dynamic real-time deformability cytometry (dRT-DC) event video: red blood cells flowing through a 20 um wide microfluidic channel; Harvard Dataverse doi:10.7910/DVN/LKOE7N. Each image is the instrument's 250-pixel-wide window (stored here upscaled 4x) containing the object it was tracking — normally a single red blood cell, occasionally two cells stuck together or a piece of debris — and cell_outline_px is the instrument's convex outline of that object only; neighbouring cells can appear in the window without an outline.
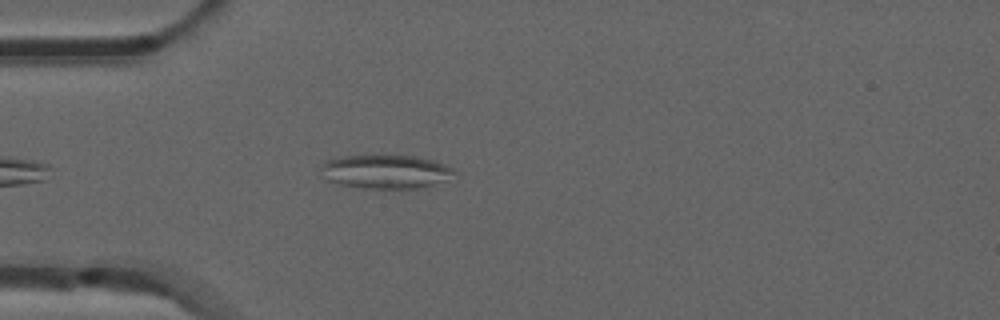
{"species": "common noctule bat (a hibernating species)", "species_latin": "Nyctalus noctula", "temperature_condition": "room temperature", "stored_images_in_passage": 40, "camera_frame_rate_fps": 3000, "um_per_image_px": 0.085, "animal": {"sex": "male", "forearm_length_mm": 52.5}, "frame": {"image": 1, "passage_image": 5, "time_ms": 1.333, "image_size_px": [1000, 320], "cell_outline_px": [[456, 172], [444, 180], [432, 184], [416, 188], [364, 188], [340, 184], [324, 180], [320, 176], [320, 168], [324, 160], [344, 156], [416, 156], [432, 160], [444, 164], [452, 168]], "centroid_in_image_um": [32.68, 14.59], "position_along_channel_um": 52.3, "area_um2": 26.07}}
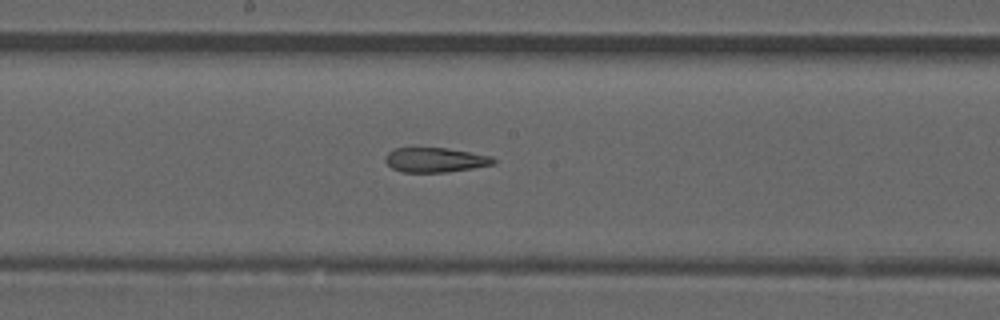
{"frame": {"image": 2, "passage_image": 18, "time_ms": 5.667, "image_size_px": [1000, 320], "cell_outline_px": [[496, 164], [448, 172], [404, 172], [392, 168], [384, 160], [384, 156], [388, 152], [396, 148], [448, 148], [492, 156], [496, 160]], "centroid_in_image_um": [37.01, 13.59], "position_along_channel_um": 211.2, "area_um2": 15.55}}
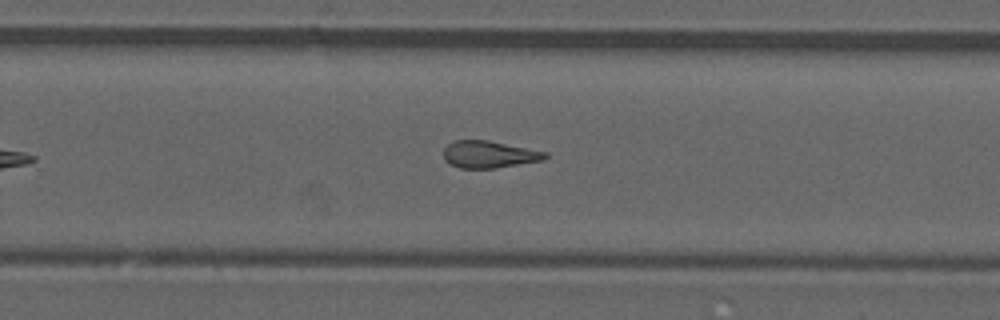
{"frame": {"image": 3, "passage_image": 24, "time_ms": 7.667, "image_size_px": [1000, 320], "cell_outline_px": [[548, 156], [544, 160], [496, 168], [460, 168], [448, 164], [444, 160], [444, 148], [452, 140], [488, 140], [548, 152]], "centroid_in_image_um": [41.56, 13.12], "position_along_channel_um": 288.2, "area_um2": 16.18}, "authors_computed_cell_mechanics": {"area_um2": 17.5423, "velocity_mm_per_s": 3.8749, "shape_relaxation_time_tau1_ms": null, "shape_relaxation_time_tau2_ms": 4.319, "deformation_change_tau1": null, "deformation_change_tau2": 0.1622}}